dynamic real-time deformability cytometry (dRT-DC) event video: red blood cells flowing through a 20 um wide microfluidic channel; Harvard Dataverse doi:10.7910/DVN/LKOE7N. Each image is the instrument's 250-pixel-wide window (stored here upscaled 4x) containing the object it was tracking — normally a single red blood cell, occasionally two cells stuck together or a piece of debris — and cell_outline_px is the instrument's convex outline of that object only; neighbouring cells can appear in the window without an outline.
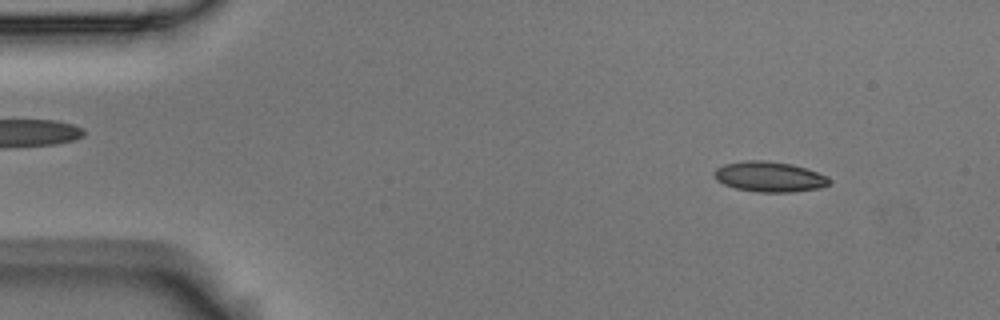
{"species": "Egyptian fruit bat (a non-hibernating species)", "species_latin": "Rousettus aegyptiacus", "temperature_condition": "room temperature", "stored_images_in_passage": 4, "camera_frame_rate_fps": 3000, "um_per_image_px": 0.085, "animal": {"sex": "male"}, "frame": {"image": 1, "passage_image": 1, "time_ms": 0.0, "image_size_px": [1000, 320], "cell_outline_px": [[832, 180], [828, 184], [820, 188], [792, 192], [756, 192], [736, 188], [724, 184], [716, 180], [712, 172], [716, 168], [724, 164], [748, 160], [764, 160], [792, 164], [828, 176]], "centroid_in_image_um": [65.38, 15.02], "position_along_channel_um": 19.6, "area_um2": 20.35}}
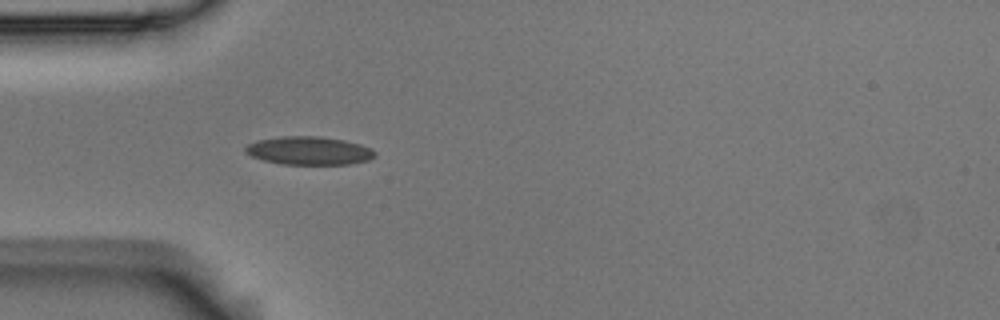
{"frame": {"image": 2, "passage_image": 4, "time_ms": 1.0, "image_size_px": [1000, 320], "cell_outline_px": [[376, 156], [368, 160], [348, 164], [280, 164], [264, 160], [252, 156], [244, 152], [244, 148], [248, 144], [256, 140], [280, 136], [320, 136], [344, 140], [360, 144], [372, 148], [376, 152]], "centroid_in_image_um": [26.26, 12.8], "position_along_channel_um": 58.7, "area_um2": 21.44}}